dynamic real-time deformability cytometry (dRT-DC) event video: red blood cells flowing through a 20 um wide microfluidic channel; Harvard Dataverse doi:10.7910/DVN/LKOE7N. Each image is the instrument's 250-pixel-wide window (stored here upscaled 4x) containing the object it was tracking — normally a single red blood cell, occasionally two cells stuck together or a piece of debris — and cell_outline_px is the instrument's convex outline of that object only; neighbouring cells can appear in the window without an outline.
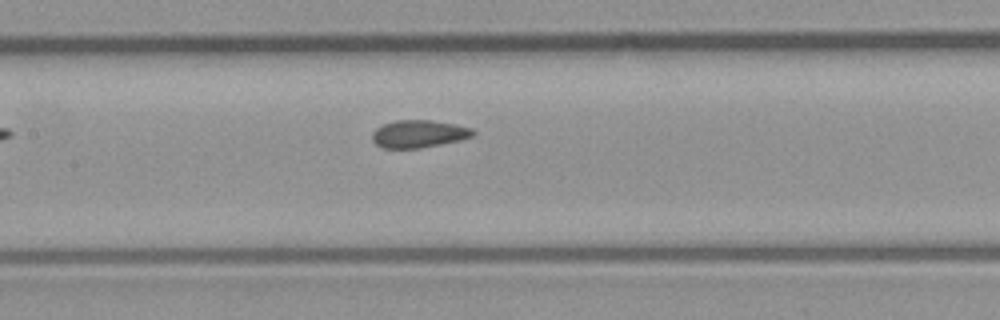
{"species": "common noctule bat (a hibernating species)", "species_latin": "Nyctalus noctula", "temperature_condition": "room temperature", "stored_images_in_passage": 5, "camera_frame_rate_fps": 3000, "um_per_image_px": 0.085, "animal": {"sex": "male", "body_mass_g": 23.1, "forearm_length_mm": 52.7}, "frame": {"image": 1, "passage_image": 5, "time_ms": 4.667, "image_size_px": [1000, 320], "cell_outline_px": [[476, 132], [472, 136], [460, 140], [420, 148], [380, 148], [372, 140], [372, 132], [376, 128], [384, 124], [396, 120], [432, 120], [456, 124], [472, 128]], "centroid_in_image_um": [35.59, 11.37], "position_along_channel_um": 171.8, "area_um2": 16.24}}